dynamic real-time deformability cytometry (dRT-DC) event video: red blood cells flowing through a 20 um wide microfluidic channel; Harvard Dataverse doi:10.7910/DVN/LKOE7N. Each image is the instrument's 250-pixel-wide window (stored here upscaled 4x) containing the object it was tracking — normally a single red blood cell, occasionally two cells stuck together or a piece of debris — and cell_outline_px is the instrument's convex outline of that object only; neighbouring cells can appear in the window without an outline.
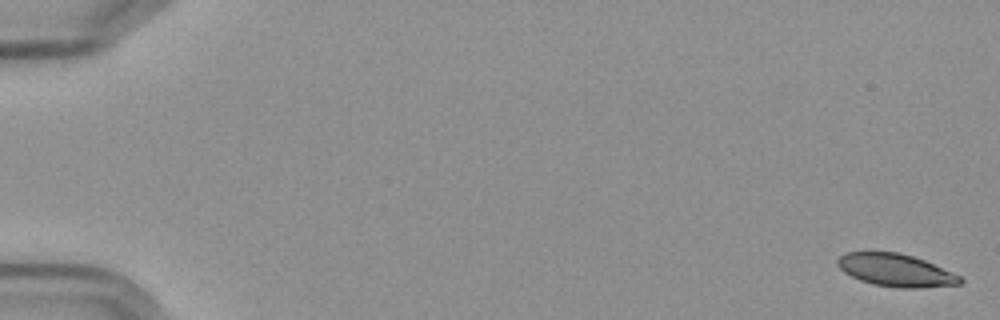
{"species": "Egyptian fruit bat (a non-hibernating species)", "species_latin": "Rousettus aegyptiacus", "temperature_condition": "cold", "stored_images_in_passage": 6, "camera_frame_rate_fps": 3000, "um_per_image_px": 0.085, "frame": {"image": 1, "passage_image": 1, "time_ms": 0.0, "image_size_px": [1000, 320], "cell_outline_px": [[964, 280], [960, 284], [920, 288], [900, 288], [872, 284], [860, 280], [844, 272], [836, 264], [836, 260], [844, 252], [900, 252], [924, 260], [952, 272], [960, 276]], "centroid_in_image_um": [76.12, 22.97], "position_along_channel_um": 8.9, "area_um2": 23.29}}